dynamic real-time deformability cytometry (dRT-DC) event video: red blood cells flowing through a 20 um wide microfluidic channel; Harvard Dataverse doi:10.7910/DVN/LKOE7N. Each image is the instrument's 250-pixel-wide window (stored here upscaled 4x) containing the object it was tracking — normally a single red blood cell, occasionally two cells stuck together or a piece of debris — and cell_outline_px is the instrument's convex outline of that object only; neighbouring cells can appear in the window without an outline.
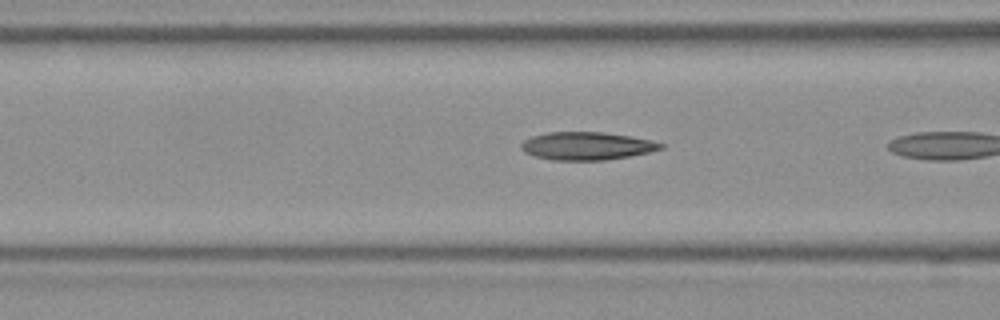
{"species": "Egyptian fruit bat (a non-hibernating species)", "species_latin": "Rousettus aegyptiacus", "temperature_condition": "room temperature", "stored_images_in_passage": 5, "camera_frame_rate_fps": 3000, "um_per_image_px": 0.085, "frame": {"image": 1, "passage_image": 4, "time_ms": 1.0, "image_size_px": [1000, 320], "cell_outline_px": [[664, 148], [648, 152], [628, 156], [604, 160], [552, 160], [536, 156], [524, 152], [520, 148], [520, 144], [524, 140], [532, 136], [548, 132], [604, 132], [632, 136], [652, 140], [664, 144]], "centroid_in_image_um": [49.87, 12.4], "position_along_channel_um": 116.7, "area_um2": 22.72}}